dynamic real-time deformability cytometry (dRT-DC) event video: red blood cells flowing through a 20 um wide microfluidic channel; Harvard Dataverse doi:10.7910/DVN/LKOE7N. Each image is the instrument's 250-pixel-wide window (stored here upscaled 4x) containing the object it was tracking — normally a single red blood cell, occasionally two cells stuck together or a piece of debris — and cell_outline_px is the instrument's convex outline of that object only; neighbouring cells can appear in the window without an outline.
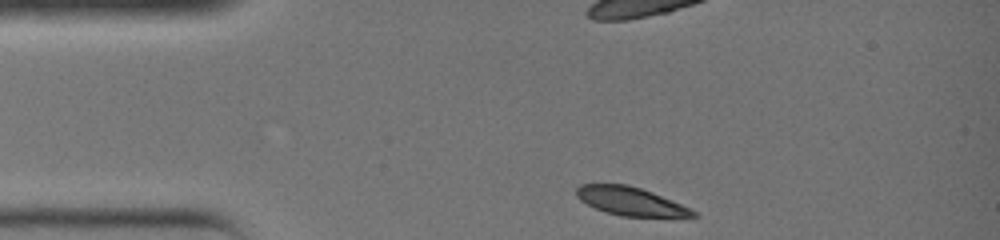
{"species": "common noctule bat (a hibernating species)", "species_latin": "Nyctalus noctula", "temperature_condition": "warm", "stored_images_in_passage": 27, "camera_frame_rate_fps": 3000, "um_per_image_px": 0.085, "animal": {"sex": "female", "body_mass_g": 19.0, "forearm_length_mm": 51.5}, "frame": {"image": 1, "passage_image": 1, "time_ms": 0.0, "image_size_px": [1000, 240], "cell_outline_px": [[700, 216], [620, 216], [604, 212], [580, 200], [576, 196], [576, 188], [580, 184], [628, 184], [652, 192], [672, 200], [696, 212]], "centroid_in_image_um": [53.54, 17.09], "position_along_channel_um": 31.5, "area_um2": 19.02}}